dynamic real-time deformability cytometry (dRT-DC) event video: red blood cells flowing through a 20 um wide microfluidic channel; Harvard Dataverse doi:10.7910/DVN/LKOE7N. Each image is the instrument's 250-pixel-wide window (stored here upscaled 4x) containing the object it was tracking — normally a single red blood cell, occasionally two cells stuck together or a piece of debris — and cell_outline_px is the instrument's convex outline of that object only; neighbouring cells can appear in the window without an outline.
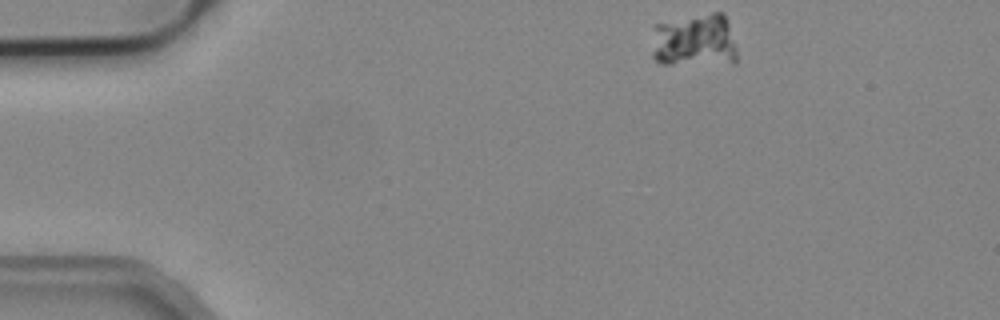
{"species": "common noctule bat (a hibernating species)", "species_latin": "Nyctalus noctula", "temperature_condition": "cold", "stored_images_in_passage": 48, "camera_frame_rate_fps": 3000, "um_per_image_px": 0.085, "animal": {"sex": "male", "body_mass_g": 19.2, "forearm_length_mm": 51.8}, "frame": {"image": 1, "passage_image": 1, "time_ms": 0.0, "image_size_px": [1000, 320], "cell_outline_px": [[736, 64], [660, 64], [652, 56], [652, 52], [656, 24], [712, 12], [724, 12], [728, 20], [736, 48]], "centroid_in_image_um": [59.1, 3.47], "position_along_channel_um": 25.9, "area_um2": 26.76}}
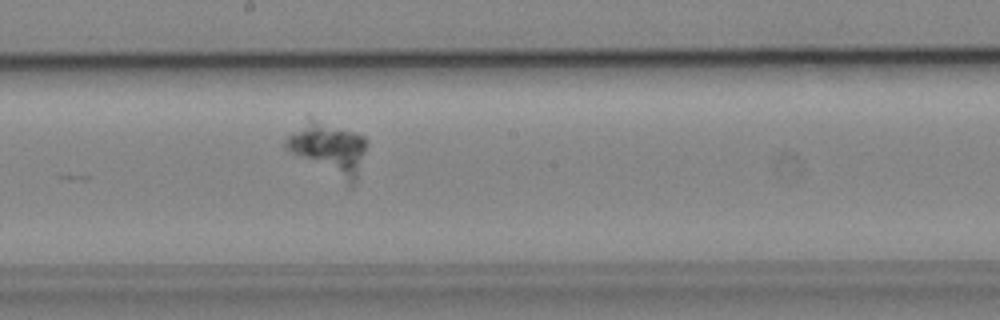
{"frame": {"image": 2, "passage_image": 23, "time_ms": 7.333, "image_size_px": [1000, 320], "cell_outline_px": [[368, 144], [356, 184], [352, 188], [348, 188], [284, 148], [284, 140], [308, 116], [312, 116], [364, 136], [368, 140]], "centroid_in_image_um": [27.97, 12.68], "position_along_channel_um": 220.2, "area_um2": 25.84}}
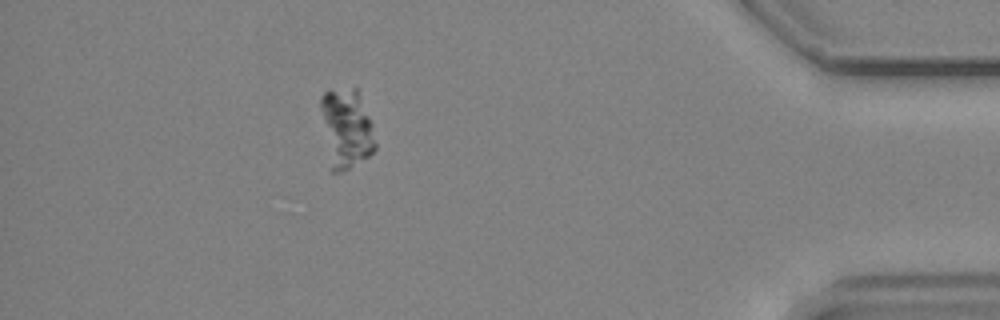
{"frame": {"image": 3, "passage_image": 42, "time_ms": 13.667, "image_size_px": [1000, 320], "cell_outline_px": [[376, 148], [368, 156], [348, 168], [340, 172], [332, 172], [328, 168], [320, 108], [320, 96], [324, 92], [352, 88], [356, 88], [372, 124], [376, 144]], "centroid_in_image_um": [29.39, 10.96], "position_along_channel_um": 405.8, "area_um2": 25.26}}